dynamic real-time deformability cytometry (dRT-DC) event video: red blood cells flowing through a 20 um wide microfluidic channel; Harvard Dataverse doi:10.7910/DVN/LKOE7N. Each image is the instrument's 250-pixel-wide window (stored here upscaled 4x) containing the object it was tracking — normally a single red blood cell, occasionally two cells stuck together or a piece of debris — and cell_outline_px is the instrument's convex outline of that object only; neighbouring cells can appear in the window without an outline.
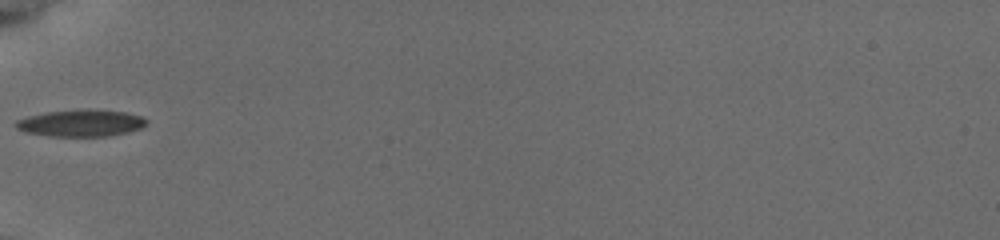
{"species": "common noctule bat (a hibernating species)", "species_latin": "Nyctalus noctula", "temperature_condition": "cold", "stored_images_in_passage": 15, "camera_frame_rate_fps": 3000, "um_per_image_px": 0.085, "animal": {"sex": "female", "body_mass_g": 19.5, "forearm_length_mm": 54.1}, "frame": {"image": 1, "passage_image": 1, "time_ms": 0.0, "image_size_px": [1000, 240], "cell_outline_px": [[148, 124], [140, 128], [128, 132], [108, 136], [48, 136], [24, 132], [16, 128], [16, 120], [28, 116], [48, 112], [124, 112], [140, 116], [148, 120]], "centroid_in_image_um": [6.86, 10.52], "position_along_channel_um": 78.1, "area_um2": 19.42}}
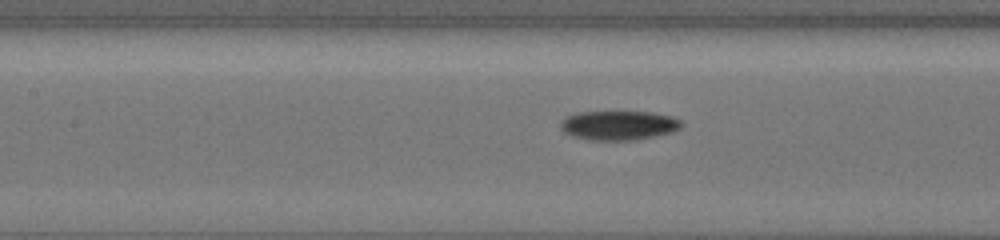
{"frame": {"image": 2, "passage_image": 9, "time_ms": 2.0, "image_size_px": [1000, 240], "cell_outline_px": [[680, 128], [672, 132], [656, 136], [636, 140], [588, 140], [572, 136], [564, 132], [560, 124], [568, 116], [580, 112], [648, 112], [668, 116], [680, 120]], "centroid_in_image_um": [52.58, 10.67], "position_along_channel_um": 154.8, "area_um2": 20.35}}
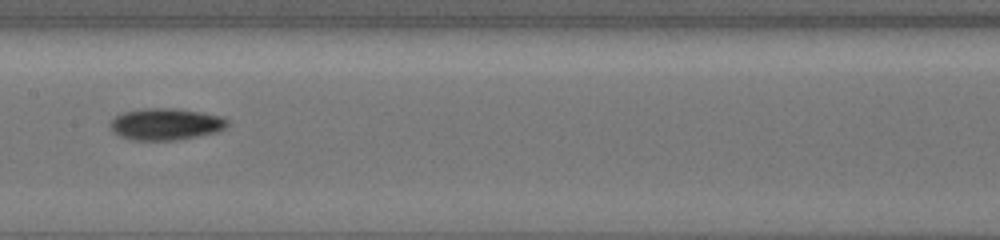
{"frame": {"image": 3, "passage_image": 14, "time_ms": 3.0, "image_size_px": [1000, 240], "cell_outline_px": [[228, 124], [224, 128], [216, 132], [176, 140], [132, 140], [120, 136], [112, 132], [112, 120], [116, 116], [124, 112], [148, 108], [172, 108], [200, 112], [220, 116], [228, 120]], "centroid_in_image_um": [14.09, 10.56], "position_along_channel_um": 193.3, "area_um2": 21.33}}